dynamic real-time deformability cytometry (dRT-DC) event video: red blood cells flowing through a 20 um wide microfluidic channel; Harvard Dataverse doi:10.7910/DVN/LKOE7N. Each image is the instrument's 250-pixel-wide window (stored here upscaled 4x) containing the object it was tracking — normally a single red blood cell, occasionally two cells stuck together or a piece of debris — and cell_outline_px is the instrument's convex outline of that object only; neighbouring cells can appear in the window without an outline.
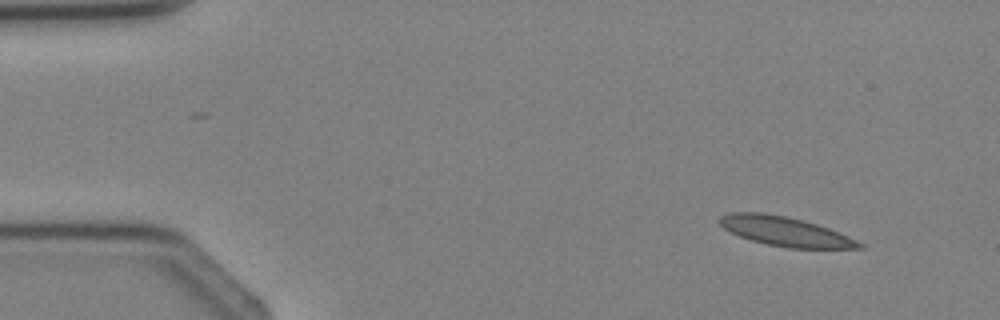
{"species": "Egyptian fruit bat (a non-hibernating species)", "species_latin": "Rousettus aegyptiacus", "temperature_condition": "cold", "stored_images_in_passage": 4, "segment_of_instrument_passage": [2, 2], "camera_frame_rate_fps": 3000, "um_per_image_px": 0.085, "animal": {"sex": "female"}, "frame": {"image": 1, "passage_image": 4, "time_ms": 3.667, "image_size_px": [1000, 320], "cell_outline_px": [[864, 248], [788, 248], [768, 244], [752, 240], [740, 236], [724, 228], [720, 224], [720, 216], [732, 212], [764, 212], [804, 220], [828, 228], [848, 236], [864, 244]], "centroid_in_image_um": [66.75, 19.66], "position_along_channel_um": 18.2, "area_um2": 23.58}}